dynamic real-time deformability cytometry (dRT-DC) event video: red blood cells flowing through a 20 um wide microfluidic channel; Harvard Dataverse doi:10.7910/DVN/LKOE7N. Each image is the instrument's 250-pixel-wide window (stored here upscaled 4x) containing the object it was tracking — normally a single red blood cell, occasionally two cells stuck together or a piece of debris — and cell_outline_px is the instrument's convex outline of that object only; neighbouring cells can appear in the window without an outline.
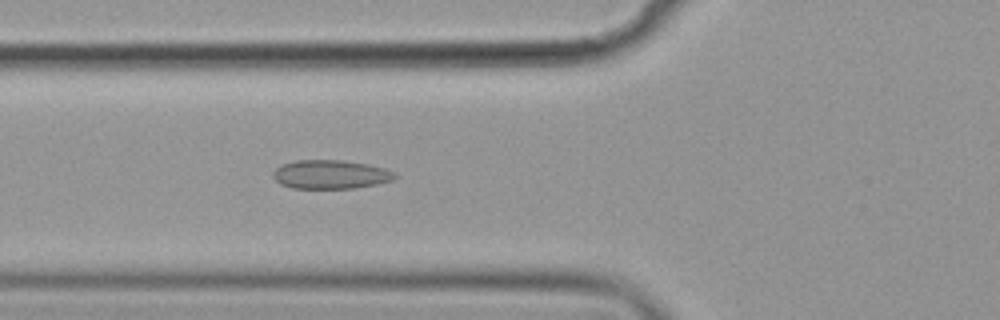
{"species": "common noctule bat (a hibernating species)", "species_latin": "Nyctalus noctula", "temperature_condition": "cold", "stored_images_in_passage": 47, "camera_frame_rate_fps": 3000, "um_per_image_px": 0.085, "animal": {"sex": "female", "body_mass_g": 19.9}, "frame": {"image": 1, "passage_image": 13, "time_ms": 4.0, "image_size_px": [1000, 320], "cell_outline_px": [[400, 176], [392, 180], [376, 184], [356, 188], [292, 188], [280, 184], [272, 176], [272, 172], [280, 164], [296, 160], [344, 160], [368, 164], [384, 168], [396, 172]], "centroid_in_image_um": [28.11, 14.82], "position_along_channel_um": 97.7, "area_um2": 20.69}}
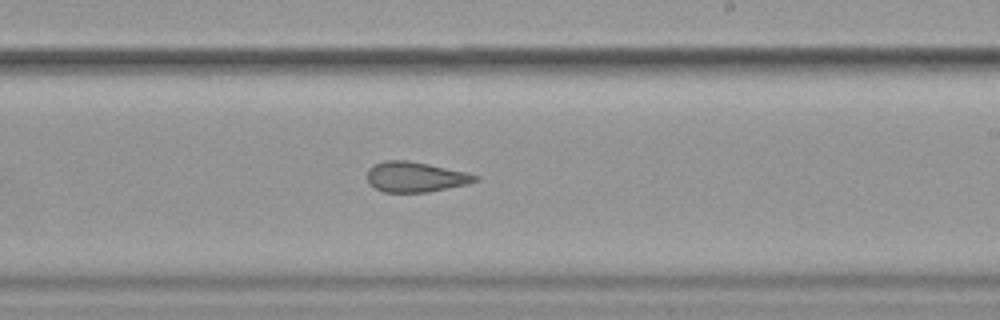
{"frame": {"image": 2, "passage_image": 26, "time_ms": 8.333, "image_size_px": [1000, 320], "cell_outline_px": [[480, 180], [468, 184], [428, 192], [384, 192], [376, 188], [368, 180], [368, 168], [384, 160], [408, 160], [428, 164], [464, 172], [480, 176]], "centroid_in_image_um": [35.34, 15.04], "position_along_channel_um": 253.7, "area_um2": 18.84}}
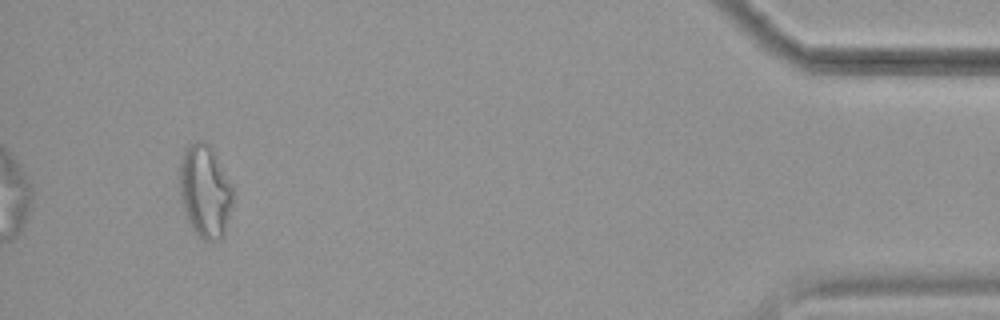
{"frame": {"image": 3, "passage_image": 45, "time_ms": 14.667, "image_size_px": [1000, 320], "cell_outline_px": [[232, 204], [220, 240], [204, 240], [192, 228], [184, 212], [180, 192], [180, 156], [184, 148], [196, 140], [200, 140], [208, 144], [212, 148], [232, 188]], "centroid_in_image_um": [17.38, 16.21], "position_along_channel_um": 417.8, "area_um2": 28.21}, "authors_computed_cell_mechanics": {"area_um2": 20.6924, "velocity_mm_per_s": 3.599, "shape_relaxation_time_tau1_ms": null, "shape_relaxation_time_tau2_ms": 3.0409, "deformation_change_tau1": null, "deformation_change_tau2": 0.0871}}